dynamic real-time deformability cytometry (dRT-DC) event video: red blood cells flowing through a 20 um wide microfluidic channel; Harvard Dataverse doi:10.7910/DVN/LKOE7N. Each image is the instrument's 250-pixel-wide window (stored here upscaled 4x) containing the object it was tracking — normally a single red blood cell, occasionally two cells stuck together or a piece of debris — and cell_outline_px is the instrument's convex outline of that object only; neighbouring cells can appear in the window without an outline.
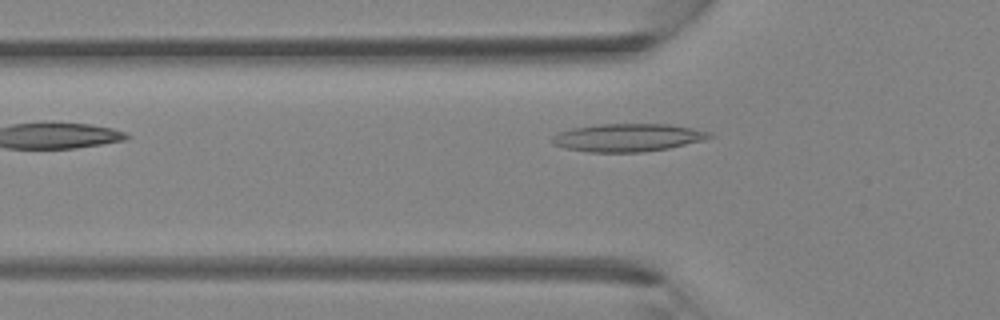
{"species": "Egyptian fruit bat (a non-hibernating species)", "species_latin": "Rousettus aegyptiacus", "temperature_condition": "room temperature", "stored_images_in_passage": 4, "camera_frame_rate_fps": 3000, "um_per_image_px": 0.085, "animal": {"sex": "female"}, "frame": {"image": 1, "passage_image": 4, "time_ms": 3.333, "image_size_px": [1000, 320], "cell_outline_px": [[716, 136], [704, 140], [668, 148], [640, 152], [588, 152], [564, 148], [552, 144], [552, 136], [560, 132], [572, 128], [600, 124], [668, 124], [692, 128], [712, 132]], "centroid_in_image_um": [53.38, 11.69], "position_along_channel_um": 72.4, "area_um2": 25.61}}